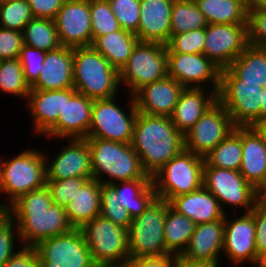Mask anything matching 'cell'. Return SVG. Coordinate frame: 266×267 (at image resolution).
Masks as SVG:
<instances>
[{
	"label": "cell",
	"mask_w": 266,
	"mask_h": 267,
	"mask_svg": "<svg viewBox=\"0 0 266 267\" xmlns=\"http://www.w3.org/2000/svg\"><path fill=\"white\" fill-rule=\"evenodd\" d=\"M6 213L15 221L21 246L35 247L47 238L70 232L64 207L54 204L47 186L20 196ZM23 243V244H22Z\"/></svg>",
	"instance_id": "obj_1"
},
{
	"label": "cell",
	"mask_w": 266,
	"mask_h": 267,
	"mask_svg": "<svg viewBox=\"0 0 266 267\" xmlns=\"http://www.w3.org/2000/svg\"><path fill=\"white\" fill-rule=\"evenodd\" d=\"M144 171L153 176L184 149V136L167 116L138 112L131 141Z\"/></svg>",
	"instance_id": "obj_2"
},
{
	"label": "cell",
	"mask_w": 266,
	"mask_h": 267,
	"mask_svg": "<svg viewBox=\"0 0 266 267\" xmlns=\"http://www.w3.org/2000/svg\"><path fill=\"white\" fill-rule=\"evenodd\" d=\"M91 153L93 178L101 184L152 178L143 169L140 157L131 143H119L98 138H86ZM108 176L107 180L104 176ZM103 177V178H102Z\"/></svg>",
	"instance_id": "obj_3"
},
{
	"label": "cell",
	"mask_w": 266,
	"mask_h": 267,
	"mask_svg": "<svg viewBox=\"0 0 266 267\" xmlns=\"http://www.w3.org/2000/svg\"><path fill=\"white\" fill-rule=\"evenodd\" d=\"M119 72L92 46L73 48V88L92 100L117 96Z\"/></svg>",
	"instance_id": "obj_4"
},
{
	"label": "cell",
	"mask_w": 266,
	"mask_h": 267,
	"mask_svg": "<svg viewBox=\"0 0 266 267\" xmlns=\"http://www.w3.org/2000/svg\"><path fill=\"white\" fill-rule=\"evenodd\" d=\"M46 186L45 153L36 149L23 150L2 162L0 192L7 196L0 203V214L26 193Z\"/></svg>",
	"instance_id": "obj_5"
},
{
	"label": "cell",
	"mask_w": 266,
	"mask_h": 267,
	"mask_svg": "<svg viewBox=\"0 0 266 267\" xmlns=\"http://www.w3.org/2000/svg\"><path fill=\"white\" fill-rule=\"evenodd\" d=\"M262 89L259 83L244 82L229 67L220 70L217 100L235 127H250L261 118Z\"/></svg>",
	"instance_id": "obj_6"
},
{
	"label": "cell",
	"mask_w": 266,
	"mask_h": 267,
	"mask_svg": "<svg viewBox=\"0 0 266 267\" xmlns=\"http://www.w3.org/2000/svg\"><path fill=\"white\" fill-rule=\"evenodd\" d=\"M169 201L156 197L128 229L129 258L171 255L166 250L164 224Z\"/></svg>",
	"instance_id": "obj_7"
},
{
	"label": "cell",
	"mask_w": 266,
	"mask_h": 267,
	"mask_svg": "<svg viewBox=\"0 0 266 267\" xmlns=\"http://www.w3.org/2000/svg\"><path fill=\"white\" fill-rule=\"evenodd\" d=\"M204 157L183 149L152 176L158 198H171L203 186Z\"/></svg>",
	"instance_id": "obj_8"
},
{
	"label": "cell",
	"mask_w": 266,
	"mask_h": 267,
	"mask_svg": "<svg viewBox=\"0 0 266 267\" xmlns=\"http://www.w3.org/2000/svg\"><path fill=\"white\" fill-rule=\"evenodd\" d=\"M168 76L167 48L157 42H138L119 71V83L133 95L141 87Z\"/></svg>",
	"instance_id": "obj_9"
},
{
	"label": "cell",
	"mask_w": 266,
	"mask_h": 267,
	"mask_svg": "<svg viewBox=\"0 0 266 267\" xmlns=\"http://www.w3.org/2000/svg\"><path fill=\"white\" fill-rule=\"evenodd\" d=\"M81 231L96 265L125 264L129 259L128 229L99 215Z\"/></svg>",
	"instance_id": "obj_10"
},
{
	"label": "cell",
	"mask_w": 266,
	"mask_h": 267,
	"mask_svg": "<svg viewBox=\"0 0 266 267\" xmlns=\"http://www.w3.org/2000/svg\"><path fill=\"white\" fill-rule=\"evenodd\" d=\"M116 96L93 101L91 124L87 138H98L129 144L138 114L133 96L128 103L129 113L116 105Z\"/></svg>",
	"instance_id": "obj_11"
},
{
	"label": "cell",
	"mask_w": 266,
	"mask_h": 267,
	"mask_svg": "<svg viewBox=\"0 0 266 267\" xmlns=\"http://www.w3.org/2000/svg\"><path fill=\"white\" fill-rule=\"evenodd\" d=\"M35 249L38 267H96L81 229L47 238Z\"/></svg>",
	"instance_id": "obj_12"
},
{
	"label": "cell",
	"mask_w": 266,
	"mask_h": 267,
	"mask_svg": "<svg viewBox=\"0 0 266 267\" xmlns=\"http://www.w3.org/2000/svg\"><path fill=\"white\" fill-rule=\"evenodd\" d=\"M203 186L218 199L225 214L223 204L233 206L236 214V208H245L247 213L257 204L256 188L239 171L204 167Z\"/></svg>",
	"instance_id": "obj_13"
},
{
	"label": "cell",
	"mask_w": 266,
	"mask_h": 267,
	"mask_svg": "<svg viewBox=\"0 0 266 267\" xmlns=\"http://www.w3.org/2000/svg\"><path fill=\"white\" fill-rule=\"evenodd\" d=\"M234 127L229 113L217 100L184 135V149L205 157Z\"/></svg>",
	"instance_id": "obj_14"
},
{
	"label": "cell",
	"mask_w": 266,
	"mask_h": 267,
	"mask_svg": "<svg viewBox=\"0 0 266 267\" xmlns=\"http://www.w3.org/2000/svg\"><path fill=\"white\" fill-rule=\"evenodd\" d=\"M249 45L247 24H208L203 54L220 70L230 64Z\"/></svg>",
	"instance_id": "obj_15"
},
{
	"label": "cell",
	"mask_w": 266,
	"mask_h": 267,
	"mask_svg": "<svg viewBox=\"0 0 266 267\" xmlns=\"http://www.w3.org/2000/svg\"><path fill=\"white\" fill-rule=\"evenodd\" d=\"M167 67L168 76L184 88L205 89L209 81L212 91H219L220 69L204 54L167 53Z\"/></svg>",
	"instance_id": "obj_16"
},
{
	"label": "cell",
	"mask_w": 266,
	"mask_h": 267,
	"mask_svg": "<svg viewBox=\"0 0 266 267\" xmlns=\"http://www.w3.org/2000/svg\"><path fill=\"white\" fill-rule=\"evenodd\" d=\"M53 20L61 46L92 45L90 0H66Z\"/></svg>",
	"instance_id": "obj_17"
},
{
	"label": "cell",
	"mask_w": 266,
	"mask_h": 267,
	"mask_svg": "<svg viewBox=\"0 0 266 267\" xmlns=\"http://www.w3.org/2000/svg\"><path fill=\"white\" fill-rule=\"evenodd\" d=\"M224 216L223 251L232 265L252 264L259 266L261 258L257 255L255 244V223L250 212L234 219ZM234 219V220H233ZM234 263V264H233Z\"/></svg>",
	"instance_id": "obj_18"
},
{
	"label": "cell",
	"mask_w": 266,
	"mask_h": 267,
	"mask_svg": "<svg viewBox=\"0 0 266 267\" xmlns=\"http://www.w3.org/2000/svg\"><path fill=\"white\" fill-rule=\"evenodd\" d=\"M92 99L74 88L64 89V106L57 122L44 134L47 137L87 138L91 124Z\"/></svg>",
	"instance_id": "obj_19"
},
{
	"label": "cell",
	"mask_w": 266,
	"mask_h": 267,
	"mask_svg": "<svg viewBox=\"0 0 266 267\" xmlns=\"http://www.w3.org/2000/svg\"><path fill=\"white\" fill-rule=\"evenodd\" d=\"M46 155V180L93 177L91 153L86 138H71L70 143L56 154L52 162H48Z\"/></svg>",
	"instance_id": "obj_20"
},
{
	"label": "cell",
	"mask_w": 266,
	"mask_h": 267,
	"mask_svg": "<svg viewBox=\"0 0 266 267\" xmlns=\"http://www.w3.org/2000/svg\"><path fill=\"white\" fill-rule=\"evenodd\" d=\"M184 87L166 76L137 90L132 96L138 112L170 117Z\"/></svg>",
	"instance_id": "obj_21"
},
{
	"label": "cell",
	"mask_w": 266,
	"mask_h": 267,
	"mask_svg": "<svg viewBox=\"0 0 266 267\" xmlns=\"http://www.w3.org/2000/svg\"><path fill=\"white\" fill-rule=\"evenodd\" d=\"M174 0H140V23L135 33L140 42L166 44L171 36Z\"/></svg>",
	"instance_id": "obj_22"
},
{
	"label": "cell",
	"mask_w": 266,
	"mask_h": 267,
	"mask_svg": "<svg viewBox=\"0 0 266 267\" xmlns=\"http://www.w3.org/2000/svg\"><path fill=\"white\" fill-rule=\"evenodd\" d=\"M73 88V48L60 46L46 52L38 80L31 86L37 90Z\"/></svg>",
	"instance_id": "obj_23"
},
{
	"label": "cell",
	"mask_w": 266,
	"mask_h": 267,
	"mask_svg": "<svg viewBox=\"0 0 266 267\" xmlns=\"http://www.w3.org/2000/svg\"><path fill=\"white\" fill-rule=\"evenodd\" d=\"M224 245V218L197 224L189 244L182 255L185 257L220 264Z\"/></svg>",
	"instance_id": "obj_24"
},
{
	"label": "cell",
	"mask_w": 266,
	"mask_h": 267,
	"mask_svg": "<svg viewBox=\"0 0 266 267\" xmlns=\"http://www.w3.org/2000/svg\"><path fill=\"white\" fill-rule=\"evenodd\" d=\"M170 207L191 219L196 225L224 218L218 199L204 186L169 200Z\"/></svg>",
	"instance_id": "obj_25"
},
{
	"label": "cell",
	"mask_w": 266,
	"mask_h": 267,
	"mask_svg": "<svg viewBox=\"0 0 266 267\" xmlns=\"http://www.w3.org/2000/svg\"><path fill=\"white\" fill-rule=\"evenodd\" d=\"M203 88H184L181 91L171 121L184 136L202 117L206 110L217 101L218 91Z\"/></svg>",
	"instance_id": "obj_26"
},
{
	"label": "cell",
	"mask_w": 266,
	"mask_h": 267,
	"mask_svg": "<svg viewBox=\"0 0 266 267\" xmlns=\"http://www.w3.org/2000/svg\"><path fill=\"white\" fill-rule=\"evenodd\" d=\"M35 134H44L57 122L64 106V89H31L27 96ZM37 132V133H36Z\"/></svg>",
	"instance_id": "obj_27"
},
{
	"label": "cell",
	"mask_w": 266,
	"mask_h": 267,
	"mask_svg": "<svg viewBox=\"0 0 266 267\" xmlns=\"http://www.w3.org/2000/svg\"><path fill=\"white\" fill-rule=\"evenodd\" d=\"M239 172L255 188L266 172V141L250 126L242 127V159Z\"/></svg>",
	"instance_id": "obj_28"
},
{
	"label": "cell",
	"mask_w": 266,
	"mask_h": 267,
	"mask_svg": "<svg viewBox=\"0 0 266 267\" xmlns=\"http://www.w3.org/2000/svg\"><path fill=\"white\" fill-rule=\"evenodd\" d=\"M101 183L88 179L78 190L72 201L64 206L71 226L81 229L86 223L100 215L101 212Z\"/></svg>",
	"instance_id": "obj_29"
},
{
	"label": "cell",
	"mask_w": 266,
	"mask_h": 267,
	"mask_svg": "<svg viewBox=\"0 0 266 267\" xmlns=\"http://www.w3.org/2000/svg\"><path fill=\"white\" fill-rule=\"evenodd\" d=\"M111 185L119 195L117 202L128 211L132 219L144 212L157 197L152 178H138Z\"/></svg>",
	"instance_id": "obj_30"
},
{
	"label": "cell",
	"mask_w": 266,
	"mask_h": 267,
	"mask_svg": "<svg viewBox=\"0 0 266 267\" xmlns=\"http://www.w3.org/2000/svg\"><path fill=\"white\" fill-rule=\"evenodd\" d=\"M138 42L136 34L120 29L98 36L91 46L119 72L128 62Z\"/></svg>",
	"instance_id": "obj_31"
},
{
	"label": "cell",
	"mask_w": 266,
	"mask_h": 267,
	"mask_svg": "<svg viewBox=\"0 0 266 267\" xmlns=\"http://www.w3.org/2000/svg\"><path fill=\"white\" fill-rule=\"evenodd\" d=\"M208 24H247L245 0H198Z\"/></svg>",
	"instance_id": "obj_32"
},
{
	"label": "cell",
	"mask_w": 266,
	"mask_h": 267,
	"mask_svg": "<svg viewBox=\"0 0 266 267\" xmlns=\"http://www.w3.org/2000/svg\"><path fill=\"white\" fill-rule=\"evenodd\" d=\"M229 68L244 82L266 85V47L248 45Z\"/></svg>",
	"instance_id": "obj_33"
},
{
	"label": "cell",
	"mask_w": 266,
	"mask_h": 267,
	"mask_svg": "<svg viewBox=\"0 0 266 267\" xmlns=\"http://www.w3.org/2000/svg\"><path fill=\"white\" fill-rule=\"evenodd\" d=\"M242 159V127H234L229 135L204 157V167L239 171Z\"/></svg>",
	"instance_id": "obj_34"
},
{
	"label": "cell",
	"mask_w": 266,
	"mask_h": 267,
	"mask_svg": "<svg viewBox=\"0 0 266 267\" xmlns=\"http://www.w3.org/2000/svg\"><path fill=\"white\" fill-rule=\"evenodd\" d=\"M196 224L186 216L173 210L170 205L166 213L164 224V240L166 250L171 255L183 254Z\"/></svg>",
	"instance_id": "obj_35"
},
{
	"label": "cell",
	"mask_w": 266,
	"mask_h": 267,
	"mask_svg": "<svg viewBox=\"0 0 266 267\" xmlns=\"http://www.w3.org/2000/svg\"><path fill=\"white\" fill-rule=\"evenodd\" d=\"M23 44L48 52L61 46L53 19L32 18L22 31Z\"/></svg>",
	"instance_id": "obj_36"
},
{
	"label": "cell",
	"mask_w": 266,
	"mask_h": 267,
	"mask_svg": "<svg viewBox=\"0 0 266 267\" xmlns=\"http://www.w3.org/2000/svg\"><path fill=\"white\" fill-rule=\"evenodd\" d=\"M204 14L196 2L174 0L171 9V34H180L190 30L206 28Z\"/></svg>",
	"instance_id": "obj_37"
},
{
	"label": "cell",
	"mask_w": 266,
	"mask_h": 267,
	"mask_svg": "<svg viewBox=\"0 0 266 267\" xmlns=\"http://www.w3.org/2000/svg\"><path fill=\"white\" fill-rule=\"evenodd\" d=\"M30 90L19 58L0 60V91L26 99Z\"/></svg>",
	"instance_id": "obj_38"
},
{
	"label": "cell",
	"mask_w": 266,
	"mask_h": 267,
	"mask_svg": "<svg viewBox=\"0 0 266 267\" xmlns=\"http://www.w3.org/2000/svg\"><path fill=\"white\" fill-rule=\"evenodd\" d=\"M32 18L34 16L27 0L0 1V27L22 32Z\"/></svg>",
	"instance_id": "obj_39"
},
{
	"label": "cell",
	"mask_w": 266,
	"mask_h": 267,
	"mask_svg": "<svg viewBox=\"0 0 266 267\" xmlns=\"http://www.w3.org/2000/svg\"><path fill=\"white\" fill-rule=\"evenodd\" d=\"M118 193L111 184H101V212L100 215L112 221L115 225L129 229L132 218L128 211L118 201Z\"/></svg>",
	"instance_id": "obj_40"
},
{
	"label": "cell",
	"mask_w": 266,
	"mask_h": 267,
	"mask_svg": "<svg viewBox=\"0 0 266 267\" xmlns=\"http://www.w3.org/2000/svg\"><path fill=\"white\" fill-rule=\"evenodd\" d=\"M93 41L98 36L122 29L108 0H90Z\"/></svg>",
	"instance_id": "obj_41"
},
{
	"label": "cell",
	"mask_w": 266,
	"mask_h": 267,
	"mask_svg": "<svg viewBox=\"0 0 266 267\" xmlns=\"http://www.w3.org/2000/svg\"><path fill=\"white\" fill-rule=\"evenodd\" d=\"M204 43L205 28H200L180 34H171L165 45L167 53L203 54Z\"/></svg>",
	"instance_id": "obj_42"
},
{
	"label": "cell",
	"mask_w": 266,
	"mask_h": 267,
	"mask_svg": "<svg viewBox=\"0 0 266 267\" xmlns=\"http://www.w3.org/2000/svg\"><path fill=\"white\" fill-rule=\"evenodd\" d=\"M122 29L136 33L140 23V0H108Z\"/></svg>",
	"instance_id": "obj_43"
},
{
	"label": "cell",
	"mask_w": 266,
	"mask_h": 267,
	"mask_svg": "<svg viewBox=\"0 0 266 267\" xmlns=\"http://www.w3.org/2000/svg\"><path fill=\"white\" fill-rule=\"evenodd\" d=\"M93 177H73L61 180H46L54 204L64 207L72 201L82 185Z\"/></svg>",
	"instance_id": "obj_44"
},
{
	"label": "cell",
	"mask_w": 266,
	"mask_h": 267,
	"mask_svg": "<svg viewBox=\"0 0 266 267\" xmlns=\"http://www.w3.org/2000/svg\"><path fill=\"white\" fill-rule=\"evenodd\" d=\"M19 236L15 221L6 213L0 214V267L17 252L15 236ZM15 251V252H14Z\"/></svg>",
	"instance_id": "obj_45"
},
{
	"label": "cell",
	"mask_w": 266,
	"mask_h": 267,
	"mask_svg": "<svg viewBox=\"0 0 266 267\" xmlns=\"http://www.w3.org/2000/svg\"><path fill=\"white\" fill-rule=\"evenodd\" d=\"M46 52L37 48L22 45L19 60L26 82L31 87L39 78Z\"/></svg>",
	"instance_id": "obj_46"
},
{
	"label": "cell",
	"mask_w": 266,
	"mask_h": 267,
	"mask_svg": "<svg viewBox=\"0 0 266 267\" xmlns=\"http://www.w3.org/2000/svg\"><path fill=\"white\" fill-rule=\"evenodd\" d=\"M247 32L250 45L266 47V9L248 13Z\"/></svg>",
	"instance_id": "obj_47"
},
{
	"label": "cell",
	"mask_w": 266,
	"mask_h": 267,
	"mask_svg": "<svg viewBox=\"0 0 266 267\" xmlns=\"http://www.w3.org/2000/svg\"><path fill=\"white\" fill-rule=\"evenodd\" d=\"M22 45L21 31L0 27V60L19 58Z\"/></svg>",
	"instance_id": "obj_48"
},
{
	"label": "cell",
	"mask_w": 266,
	"mask_h": 267,
	"mask_svg": "<svg viewBox=\"0 0 266 267\" xmlns=\"http://www.w3.org/2000/svg\"><path fill=\"white\" fill-rule=\"evenodd\" d=\"M255 223V244L257 255L262 258L266 253V209L258 203L250 211Z\"/></svg>",
	"instance_id": "obj_49"
},
{
	"label": "cell",
	"mask_w": 266,
	"mask_h": 267,
	"mask_svg": "<svg viewBox=\"0 0 266 267\" xmlns=\"http://www.w3.org/2000/svg\"><path fill=\"white\" fill-rule=\"evenodd\" d=\"M34 18L54 19L66 0H27Z\"/></svg>",
	"instance_id": "obj_50"
},
{
	"label": "cell",
	"mask_w": 266,
	"mask_h": 267,
	"mask_svg": "<svg viewBox=\"0 0 266 267\" xmlns=\"http://www.w3.org/2000/svg\"><path fill=\"white\" fill-rule=\"evenodd\" d=\"M3 267H38V257L35 247L20 246V249L17 250Z\"/></svg>",
	"instance_id": "obj_51"
},
{
	"label": "cell",
	"mask_w": 266,
	"mask_h": 267,
	"mask_svg": "<svg viewBox=\"0 0 266 267\" xmlns=\"http://www.w3.org/2000/svg\"><path fill=\"white\" fill-rule=\"evenodd\" d=\"M128 267H173V255L129 258Z\"/></svg>",
	"instance_id": "obj_52"
},
{
	"label": "cell",
	"mask_w": 266,
	"mask_h": 267,
	"mask_svg": "<svg viewBox=\"0 0 266 267\" xmlns=\"http://www.w3.org/2000/svg\"><path fill=\"white\" fill-rule=\"evenodd\" d=\"M219 264H213L206 261L192 260L182 254L173 255V267H219Z\"/></svg>",
	"instance_id": "obj_53"
},
{
	"label": "cell",
	"mask_w": 266,
	"mask_h": 267,
	"mask_svg": "<svg viewBox=\"0 0 266 267\" xmlns=\"http://www.w3.org/2000/svg\"><path fill=\"white\" fill-rule=\"evenodd\" d=\"M245 3L248 13L250 11L266 9V0H245Z\"/></svg>",
	"instance_id": "obj_54"
},
{
	"label": "cell",
	"mask_w": 266,
	"mask_h": 267,
	"mask_svg": "<svg viewBox=\"0 0 266 267\" xmlns=\"http://www.w3.org/2000/svg\"><path fill=\"white\" fill-rule=\"evenodd\" d=\"M251 127L266 141V117L259 118Z\"/></svg>",
	"instance_id": "obj_55"
},
{
	"label": "cell",
	"mask_w": 266,
	"mask_h": 267,
	"mask_svg": "<svg viewBox=\"0 0 266 267\" xmlns=\"http://www.w3.org/2000/svg\"><path fill=\"white\" fill-rule=\"evenodd\" d=\"M257 203L266 209V187H256Z\"/></svg>",
	"instance_id": "obj_56"
},
{
	"label": "cell",
	"mask_w": 266,
	"mask_h": 267,
	"mask_svg": "<svg viewBox=\"0 0 266 267\" xmlns=\"http://www.w3.org/2000/svg\"><path fill=\"white\" fill-rule=\"evenodd\" d=\"M266 117V85L262 89L261 118Z\"/></svg>",
	"instance_id": "obj_57"
},
{
	"label": "cell",
	"mask_w": 266,
	"mask_h": 267,
	"mask_svg": "<svg viewBox=\"0 0 266 267\" xmlns=\"http://www.w3.org/2000/svg\"><path fill=\"white\" fill-rule=\"evenodd\" d=\"M96 267H128L127 264L96 265Z\"/></svg>",
	"instance_id": "obj_58"
},
{
	"label": "cell",
	"mask_w": 266,
	"mask_h": 267,
	"mask_svg": "<svg viewBox=\"0 0 266 267\" xmlns=\"http://www.w3.org/2000/svg\"><path fill=\"white\" fill-rule=\"evenodd\" d=\"M257 187H266V172H265L263 180Z\"/></svg>",
	"instance_id": "obj_59"
},
{
	"label": "cell",
	"mask_w": 266,
	"mask_h": 267,
	"mask_svg": "<svg viewBox=\"0 0 266 267\" xmlns=\"http://www.w3.org/2000/svg\"><path fill=\"white\" fill-rule=\"evenodd\" d=\"M258 267H266V261H260Z\"/></svg>",
	"instance_id": "obj_60"
},
{
	"label": "cell",
	"mask_w": 266,
	"mask_h": 267,
	"mask_svg": "<svg viewBox=\"0 0 266 267\" xmlns=\"http://www.w3.org/2000/svg\"><path fill=\"white\" fill-rule=\"evenodd\" d=\"M3 159L0 158V178H1V170H2V161Z\"/></svg>",
	"instance_id": "obj_61"
},
{
	"label": "cell",
	"mask_w": 266,
	"mask_h": 267,
	"mask_svg": "<svg viewBox=\"0 0 266 267\" xmlns=\"http://www.w3.org/2000/svg\"><path fill=\"white\" fill-rule=\"evenodd\" d=\"M260 261H266V253H265V255L261 258Z\"/></svg>",
	"instance_id": "obj_62"
},
{
	"label": "cell",
	"mask_w": 266,
	"mask_h": 267,
	"mask_svg": "<svg viewBox=\"0 0 266 267\" xmlns=\"http://www.w3.org/2000/svg\"><path fill=\"white\" fill-rule=\"evenodd\" d=\"M183 1L197 2L198 0H183Z\"/></svg>",
	"instance_id": "obj_63"
}]
</instances>
